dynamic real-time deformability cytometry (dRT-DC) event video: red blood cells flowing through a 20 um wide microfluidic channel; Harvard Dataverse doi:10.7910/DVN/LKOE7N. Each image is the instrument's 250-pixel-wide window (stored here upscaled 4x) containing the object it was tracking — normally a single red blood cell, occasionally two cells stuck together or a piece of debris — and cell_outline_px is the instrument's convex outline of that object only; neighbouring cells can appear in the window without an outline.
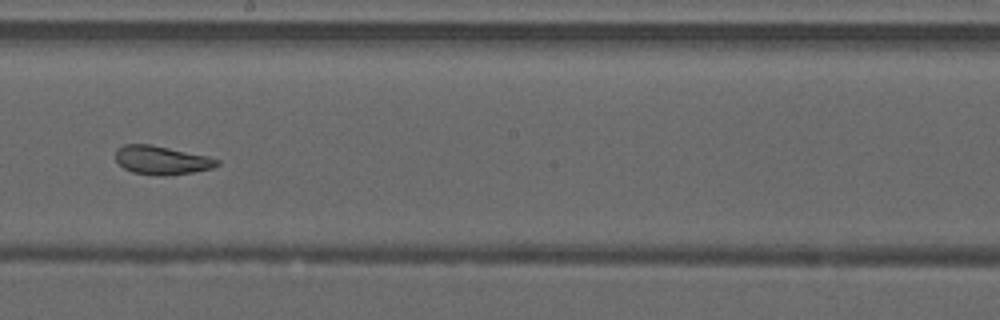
{"species": "common noctule bat (a hibernating species)", "species_latin": "Nyctalus noctula", "temperature_condition": "warm", "stored_images_in_passage": 50, "camera_frame_rate_fps": 3000, "um_per_image_px": 0.085, "animal": {"sex": "male", "forearm_length_mm": 52.5}, "frame": {"image": 1, "passage_image": 29, "time_ms": 9.333, "image_size_px": [1000, 320], "cell_outline_px": [[220, 164], [212, 168], [192, 172], [164, 176], [156, 176], [132, 172], [124, 168], [116, 160], [116, 152], [124, 144], [148, 144], [208, 156], [220, 160]], "centroid_in_image_um": [13.75, 13.63], "position_along_channel_um": 234.4, "area_um2": 16.76}, "authors_computed_cell_mechanics": {"area_um2": 21.0103, "velocity_mm_per_s": 4.2042, "shape_relaxation_time_tau1_ms": null, "shape_relaxation_time_tau2_ms": 1.1244, "deformation_change_tau1": null, "deformation_change_tau2": 0.0822}}